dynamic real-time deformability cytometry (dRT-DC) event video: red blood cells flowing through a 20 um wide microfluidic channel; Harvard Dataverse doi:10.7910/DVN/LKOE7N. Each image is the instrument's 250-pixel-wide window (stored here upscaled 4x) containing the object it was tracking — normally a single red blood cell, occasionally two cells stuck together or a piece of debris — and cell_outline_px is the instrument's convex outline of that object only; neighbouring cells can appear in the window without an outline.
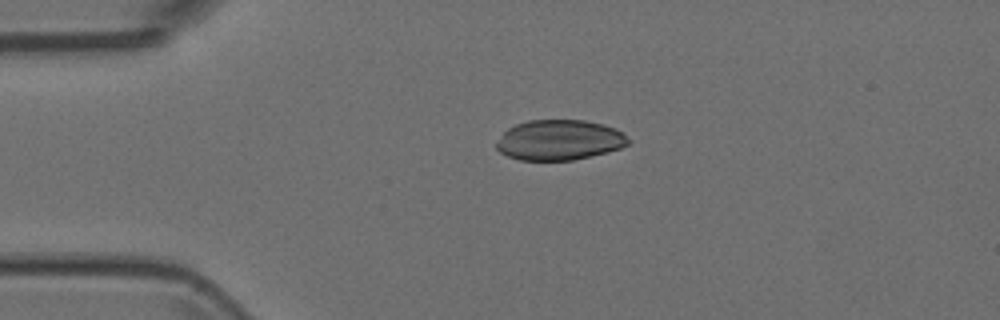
{"species": "Egyptian fruit bat (a non-hibernating species)", "species_latin": "Rousettus aegyptiacus", "temperature_condition": "room temperature", "stored_images_in_passage": 3, "camera_frame_rate_fps": 3000, "um_per_image_px": 0.085, "animal": {"sex": "female"}, "frame": {"image": 1, "passage_image": 2, "time_ms": 0.333, "image_size_px": [1000, 320], "cell_outline_px": [[632, 140], [628, 144], [620, 148], [608, 152], [572, 160], [520, 160], [508, 156], [500, 152], [496, 148], [496, 144], [504, 132], [508, 128], [516, 124], [528, 120], [584, 120], [604, 124], [616, 128]], "centroid_in_image_um": [47.57, 11.9], "position_along_channel_um": 37.4, "area_um2": 30.98}}